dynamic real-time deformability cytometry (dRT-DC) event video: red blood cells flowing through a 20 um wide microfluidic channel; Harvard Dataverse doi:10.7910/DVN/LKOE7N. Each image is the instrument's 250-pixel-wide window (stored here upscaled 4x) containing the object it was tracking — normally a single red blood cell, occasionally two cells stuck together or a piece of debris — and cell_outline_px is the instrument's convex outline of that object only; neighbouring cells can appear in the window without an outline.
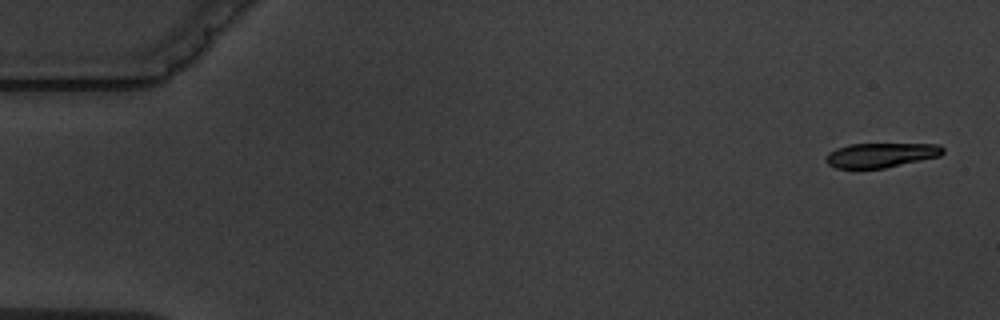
{"species": "common noctule bat (a hibernating species)", "species_latin": "Nyctalus noctula", "temperature_condition": "warm", "stored_images_in_passage": 5, "camera_frame_rate_fps": 3000, "um_per_image_px": 0.085, "animal": {"sex": "male", "body_mass_g": 19.5, "forearm_length_mm": 54.6}, "frame": {"image": 1, "passage_image": 1, "time_ms": 0.0, "image_size_px": [1000, 320], "cell_outline_px": [[944, 152], [940, 156], [884, 168], [836, 168], [828, 164], [824, 160], [824, 156], [828, 152], [836, 148], [848, 144], [940, 144], [944, 148]], "centroid_in_image_um": [74.84, 13.18], "position_along_channel_um": 10.2, "area_um2": 16.82}}
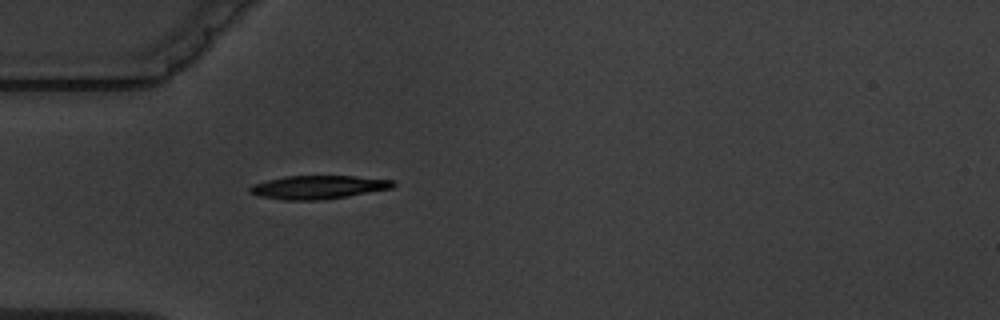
{"frame": {"image": 2, "passage_image": 5, "time_ms": 5.0, "image_size_px": [1000, 320], "cell_outline_px": [[396, 184], [392, 188], [348, 196], [320, 200], [284, 200], [260, 196], [248, 192], [248, 188], [252, 184], [284, 176], [352, 176], [396, 180]], "centroid_in_image_um": [27.05, 15.91], "position_along_channel_um": 58.0, "area_um2": 19.59}}